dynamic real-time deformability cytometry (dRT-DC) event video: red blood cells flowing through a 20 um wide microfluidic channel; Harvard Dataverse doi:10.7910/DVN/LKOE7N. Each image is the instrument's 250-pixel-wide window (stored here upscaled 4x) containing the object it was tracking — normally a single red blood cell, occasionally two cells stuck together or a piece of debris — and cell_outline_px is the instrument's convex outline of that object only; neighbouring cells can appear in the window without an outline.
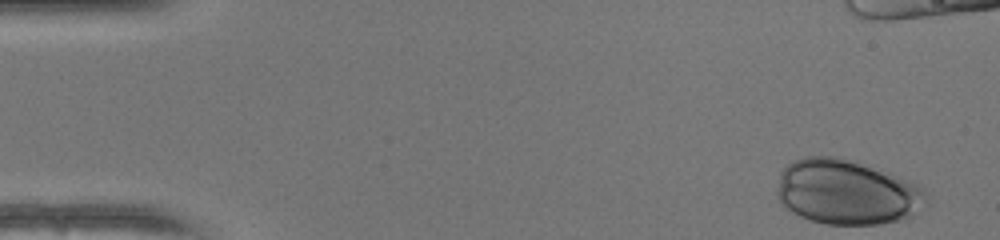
{"species": "human", "species_latin": "Homo sapiens", "temperature_condition": "warm", "stored_images_in_passage": 38, "camera_frame_rate_fps": 3000, "um_per_image_px": 0.085, "donor": {"sex": "female"}, "frame": {"image": 1, "passage_image": 1, "time_ms": 0.0, "image_size_px": [1000, 240], "cell_outline_px": [[928, 204], [908, 216], [900, 220], [880, 224], [828, 224], [812, 220], [800, 216], [784, 208], [780, 204], [776, 196], [776, 192], [780, 172], [792, 160], [804, 156], [832, 156], [852, 160], [900, 176], [920, 184], [928, 192]], "centroid_in_image_um": [71.98, 16.32], "position_along_channel_um": 13.0, "area_um2": 57.11}}
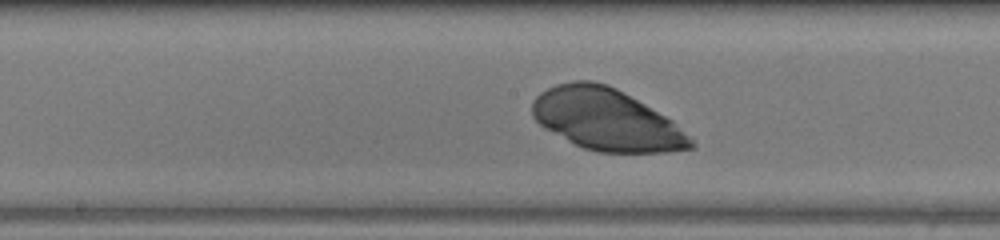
{"frame": {"image": 2, "passage_image": 24, "time_ms": 7.667, "image_size_px": [1000, 240], "cell_outline_px": [[696, 148], [668, 152], [596, 152], [584, 148], [544, 128], [532, 116], [532, 100], [540, 92], [556, 84], [572, 80], [592, 80], [608, 84], [624, 92], [672, 120], [696, 144]], "centroid_in_image_um": [51.53, 10.15], "position_along_channel_um": 196.7, "area_um2": 56.82}}
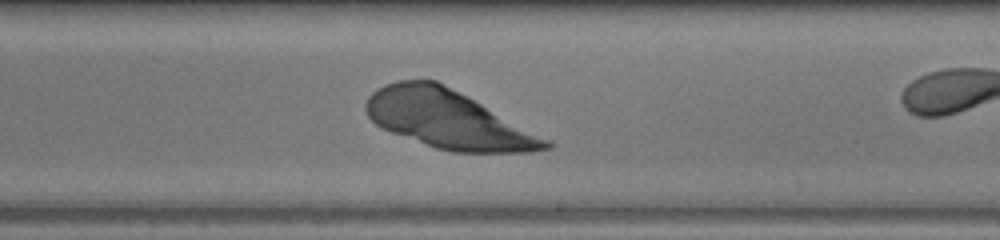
{"frame": {"image": 3, "passage_image": 28, "time_ms": 9.0, "image_size_px": [1000, 240], "cell_outline_px": [[556, 144], [552, 148], [532, 152], [452, 152], [436, 148], [380, 128], [368, 116], [364, 108], [364, 104], [368, 96], [372, 92], [384, 84], [400, 80], [436, 80], [552, 140]], "centroid_in_image_um": [38.1, 10.16], "position_along_channel_um": 250.9, "area_um2": 60.92}}